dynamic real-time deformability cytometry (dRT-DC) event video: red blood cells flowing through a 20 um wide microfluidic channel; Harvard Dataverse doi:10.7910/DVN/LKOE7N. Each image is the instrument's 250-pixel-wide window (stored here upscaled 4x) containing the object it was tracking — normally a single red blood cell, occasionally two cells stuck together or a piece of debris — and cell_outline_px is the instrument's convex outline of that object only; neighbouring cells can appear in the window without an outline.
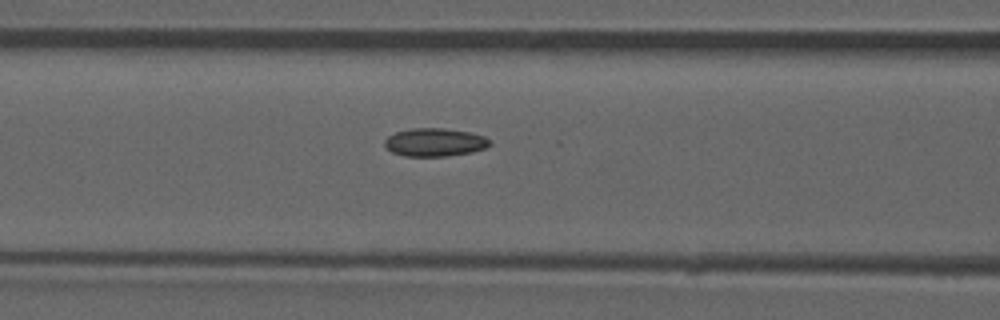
{"species": "common noctule bat (a hibernating species)", "species_latin": "Nyctalus noctula", "temperature_condition": "room temperature", "stored_images_in_passage": 29, "camera_frame_rate_fps": 3000, "um_per_image_px": 0.085, "animal": {"sex": "male", "forearm_length_mm": 52.5}, "frame": {"image": 1, "passage_image": 21, "time_ms": 6.667, "image_size_px": [1000, 320], "cell_outline_px": [[492, 144], [484, 148], [472, 152], [448, 156], [404, 156], [392, 152], [384, 144], [384, 140], [388, 136], [396, 132], [412, 128], [444, 128], [468, 132], [484, 136], [492, 140]], "centroid_in_image_um": [36.97, 12.09], "position_along_channel_um": 129.6, "area_um2": 17.28}}